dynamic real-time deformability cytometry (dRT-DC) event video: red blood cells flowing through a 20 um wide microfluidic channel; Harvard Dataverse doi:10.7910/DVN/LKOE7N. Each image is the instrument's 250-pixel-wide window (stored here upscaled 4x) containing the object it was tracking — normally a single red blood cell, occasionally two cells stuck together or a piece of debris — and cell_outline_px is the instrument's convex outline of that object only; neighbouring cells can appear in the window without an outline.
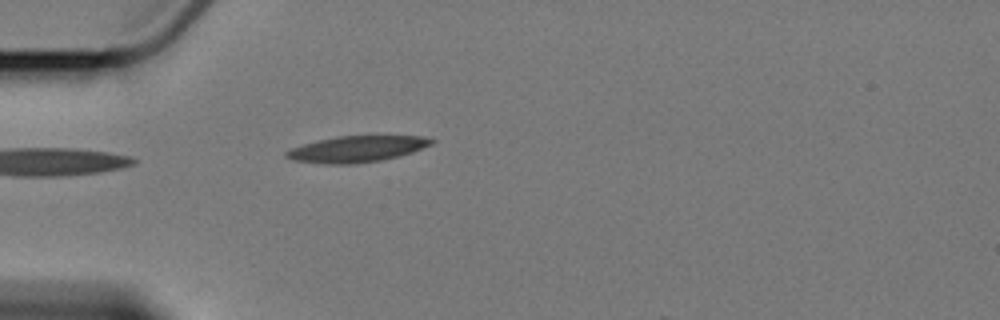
{"species": "Egyptian fruit bat (a non-hibernating species)", "species_latin": "Rousettus aegyptiacus", "temperature_condition": "cold", "stored_images_in_passage": 5, "camera_frame_rate_fps": 3000, "um_per_image_px": 0.085, "animal": {"sex": "female"}, "frame": {"image": 1, "passage_image": 5, "time_ms": 4.667, "image_size_px": [1000, 320], "cell_outline_px": [[436, 140], [432, 144], [412, 152], [400, 156], [380, 160], [352, 164], [324, 164], [292, 160], [284, 156], [284, 152], [288, 148], [316, 140], [336, 136], [424, 136]], "centroid_in_image_um": [30.27, 12.66], "position_along_channel_um": 54.7, "area_um2": 22.37}}